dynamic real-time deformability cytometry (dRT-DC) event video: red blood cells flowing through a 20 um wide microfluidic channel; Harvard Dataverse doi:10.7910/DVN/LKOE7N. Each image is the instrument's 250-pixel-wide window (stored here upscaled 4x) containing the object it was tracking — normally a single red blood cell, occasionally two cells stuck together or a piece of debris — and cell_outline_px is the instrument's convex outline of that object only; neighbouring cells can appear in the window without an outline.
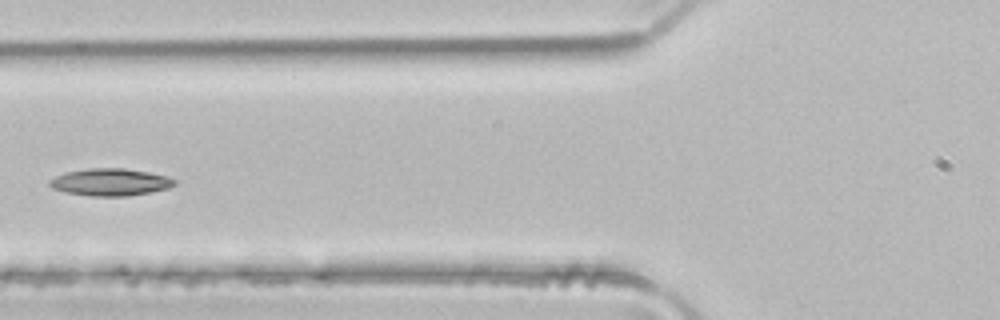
{"species": "common noctule bat (a hibernating species)", "species_latin": "Nyctalus noctula", "temperature_condition": "room temperature", "stored_images_in_passage": 5, "camera_frame_rate_fps": 3000, "um_per_image_px": 0.085, "animal": {"sex": "male", "body_mass_g": 21.5, "forearm_length_mm": 52.0}, "frame": {"image": 1, "passage_image": 4, "time_ms": 1.0, "image_size_px": [1000, 320], "cell_outline_px": [[176, 184], [168, 188], [128, 196], [92, 196], [64, 192], [52, 188], [48, 184], [48, 180], [56, 176], [68, 172], [92, 168], [124, 168], [148, 172], [168, 176], [176, 180]], "centroid_in_image_um": [9.37, 15.48], "position_along_channel_um": 116.4, "area_um2": 19.71}}
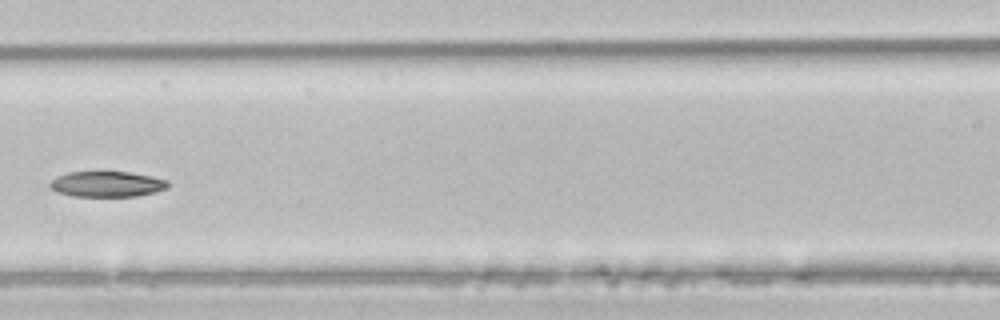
{"frame": {"image": 2, "passage_image": 5, "time_ms": 1.333, "image_size_px": [1000, 320], "cell_outline_px": [[168, 188], [156, 192], [136, 196], [72, 196], [56, 192], [48, 184], [56, 176], [68, 172], [128, 172], [152, 176], [168, 180]], "centroid_in_image_um": [9.09, 15.65], "position_along_channel_um": 157.5, "area_um2": 17.63}}